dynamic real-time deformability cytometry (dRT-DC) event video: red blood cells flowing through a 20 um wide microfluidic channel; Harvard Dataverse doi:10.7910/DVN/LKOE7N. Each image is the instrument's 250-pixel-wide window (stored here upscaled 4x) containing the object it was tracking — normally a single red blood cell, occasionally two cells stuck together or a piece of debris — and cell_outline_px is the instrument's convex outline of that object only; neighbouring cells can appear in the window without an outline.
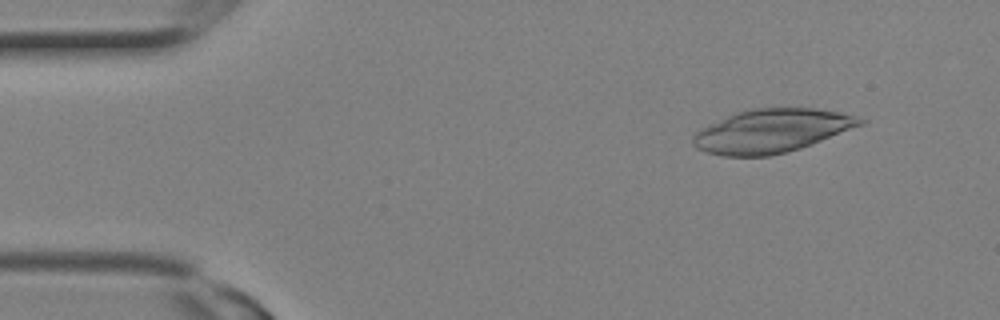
{"species": "Egyptian fruit bat (a non-hibernating species)", "species_latin": "Rousettus aegyptiacus", "temperature_condition": "room temperature", "stored_images_in_passage": 2, "camera_frame_rate_fps": 3000, "um_per_image_px": 0.085, "animal": {"sex": "female"}, "frame": {"image": 1, "passage_image": 1, "time_ms": 0.0, "image_size_px": [1000, 320], "cell_outline_px": [[868, 120], [864, 124], [800, 148], [768, 156], [724, 156], [708, 152], [696, 148], [692, 144], [692, 136], [700, 128], [708, 124], [728, 116], [752, 108], [812, 108], [840, 112]], "centroid_in_image_um": [65.57, 11.12], "position_along_channel_um": 19.4, "area_um2": 41.96}}